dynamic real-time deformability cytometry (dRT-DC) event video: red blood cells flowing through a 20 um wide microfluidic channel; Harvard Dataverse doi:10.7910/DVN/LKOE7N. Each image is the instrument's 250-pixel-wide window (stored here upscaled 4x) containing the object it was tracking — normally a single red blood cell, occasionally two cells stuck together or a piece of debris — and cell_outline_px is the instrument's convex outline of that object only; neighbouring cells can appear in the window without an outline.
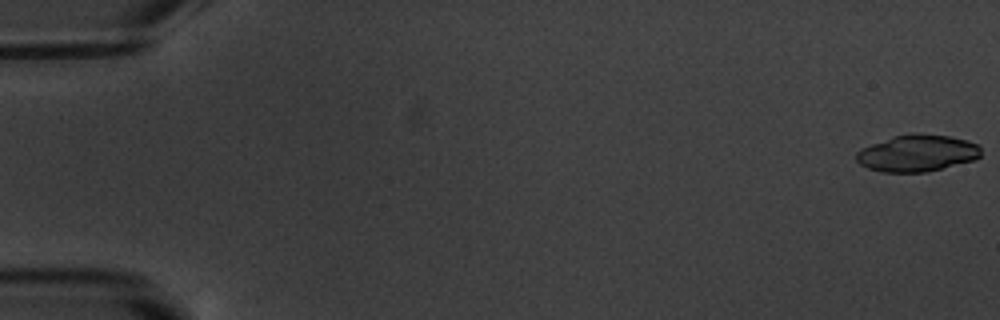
{"species": "common noctule bat (a hibernating species)", "species_latin": "Nyctalus noctula", "temperature_condition": "warm", "stored_images_in_passage": 6, "camera_frame_rate_fps": 3000, "um_per_image_px": 0.085, "animal": {"sex": "male", "body_mass_g": 20.1, "forearm_length_mm": 53.5}, "frame": {"image": 1, "passage_image": 1, "time_ms": 0.0, "image_size_px": [1000, 320], "cell_outline_px": [[980, 156], [976, 160], [928, 172], [880, 172], [868, 168], [860, 164], [856, 160], [856, 152], [860, 148], [892, 136], [912, 132], [948, 136], [964, 140], [976, 144], [980, 148]], "centroid_in_image_um": [77.93, 13.02], "position_along_channel_um": 7.1, "area_um2": 26.93}}
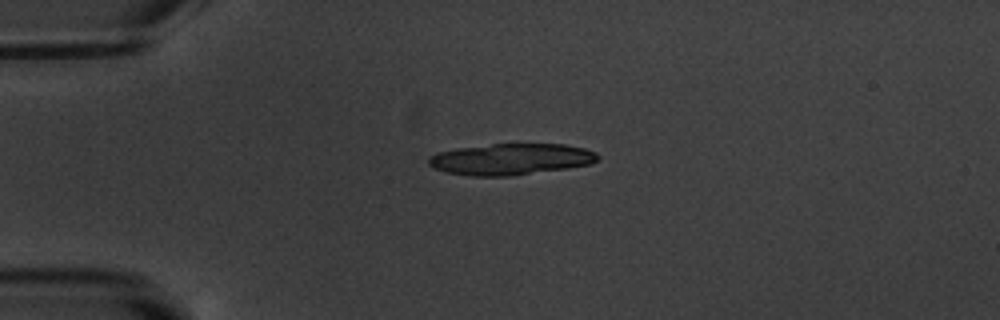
{"frame": {"image": 2, "passage_image": 5, "time_ms": 4.667, "image_size_px": [1000, 320], "cell_outline_px": [[600, 156], [592, 164], [568, 168], [508, 176], [472, 176], [448, 172], [432, 168], [428, 164], [428, 156], [436, 152], [456, 148], [492, 144], [564, 144], [584, 148], [596, 152]], "centroid_in_image_um": [43.4, 13.53], "position_along_channel_um": 41.6, "area_um2": 30.98}}